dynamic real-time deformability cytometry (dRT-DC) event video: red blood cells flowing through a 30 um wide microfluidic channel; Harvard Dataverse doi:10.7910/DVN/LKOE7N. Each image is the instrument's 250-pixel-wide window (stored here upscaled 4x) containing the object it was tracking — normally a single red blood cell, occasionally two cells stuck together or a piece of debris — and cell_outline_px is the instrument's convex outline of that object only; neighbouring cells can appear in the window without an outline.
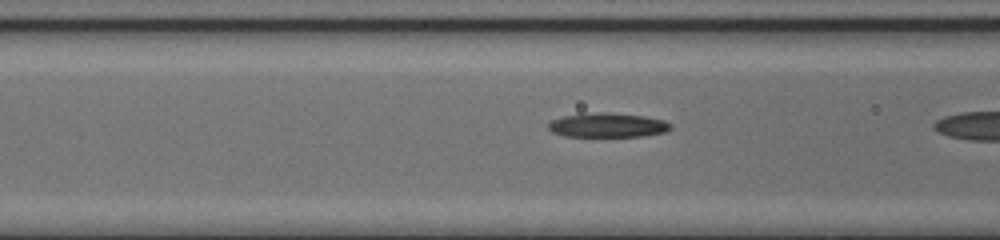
{"species": "common noctule bat (a hibernating species)", "species_latin": "Nyctalus noctula", "temperature_condition": "cold", "stored_images_in_passage": 11, "camera_frame_rate_fps": 3000, "um_per_image_px": 0.085, "animal": {"sex": "female", "body_mass_g": 17.0, "forearm_length_mm": 48.0}, "frame": {"image": 1, "passage_image": 10, "time_ms": 3.0, "image_size_px": [1000, 240], "cell_outline_px": [[672, 128], [664, 132], [644, 136], [564, 136], [552, 132], [548, 128], [548, 124], [552, 120], [564, 116], [604, 112], [608, 112], [644, 116], [664, 120], [672, 124]], "centroid_in_image_um": [51.68, 10.64], "position_along_channel_um": 114.9, "area_um2": 17.17}}